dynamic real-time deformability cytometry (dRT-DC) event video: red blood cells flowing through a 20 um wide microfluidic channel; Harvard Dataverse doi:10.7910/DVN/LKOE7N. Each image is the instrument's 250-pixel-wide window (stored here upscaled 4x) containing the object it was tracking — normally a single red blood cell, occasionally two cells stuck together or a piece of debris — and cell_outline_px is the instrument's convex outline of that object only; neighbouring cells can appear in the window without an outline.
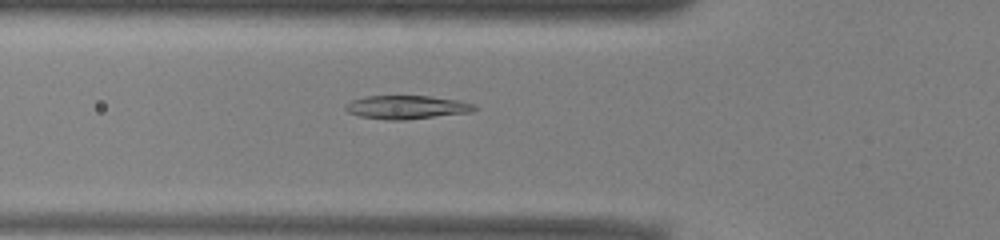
{"species": "common noctule bat (a hibernating species)", "species_latin": "Nyctalus noctula", "temperature_condition": "warm", "stored_images_in_passage": 45, "camera_frame_rate_fps": 3000, "um_per_image_px": 0.085, "animal": {"sex": "male", "body_mass_g": 13.0, "forearm_length_mm": 53.1}, "frame": {"image": 1, "passage_image": 11, "time_ms": 3.333, "image_size_px": [1000, 240], "cell_outline_px": [[476, 108], [472, 112], [404, 120], [388, 120], [360, 116], [348, 112], [344, 108], [344, 104], [352, 100], [368, 96], [428, 96], [456, 100], [476, 104]], "centroid_in_image_um": [34.55, 9.11], "position_along_channel_um": 91.2, "area_um2": 17.57}}
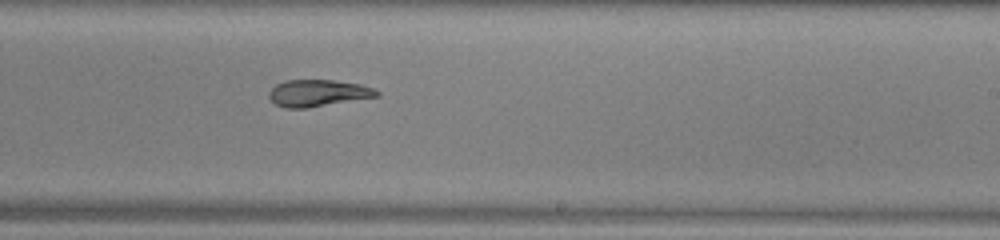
{"frame": {"image": 2, "passage_image": 24, "time_ms": 7.667, "image_size_px": [1000, 240], "cell_outline_px": [[380, 96], [304, 108], [284, 108], [276, 104], [268, 96], [268, 92], [276, 84], [284, 80], [332, 80], [360, 84], [372, 88], [380, 92]], "centroid_in_image_um": [27.01, 7.9], "position_along_channel_um": 262.0, "area_um2": 16.7}}
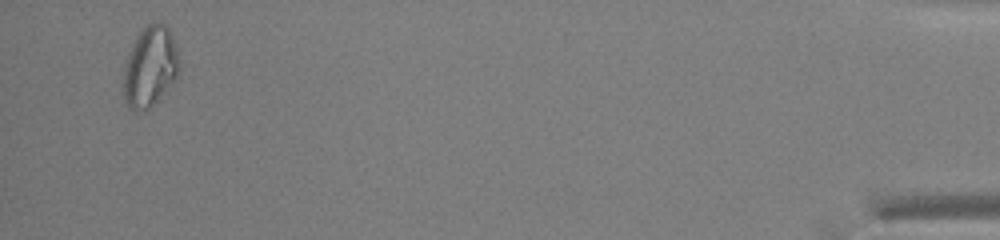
{"frame": {"image": 3, "passage_image": 43, "time_ms": 14.0, "image_size_px": [1000, 240], "cell_outline_px": [[180, 68], [176, 80], [148, 108], [136, 112], [128, 108], [120, 92], [124, 68], [128, 52], [140, 28], [144, 24], [152, 20], [160, 20], [168, 28], [172, 36], [180, 60]], "centroid_in_image_um": [12.72, 5.63], "position_along_channel_um": 422.5, "area_um2": 27.05}, "authors_computed_cell_mechanics": {"area_um2": 18.3804, "velocity_mm_per_s": 3.9379, "shape_relaxation_time_tau1_ms": 9.62, "shape_relaxation_time_tau2_ms": 5.1053, "deformation_change_tau1": 0.2455, "deformation_change_tau2": 0.113}}